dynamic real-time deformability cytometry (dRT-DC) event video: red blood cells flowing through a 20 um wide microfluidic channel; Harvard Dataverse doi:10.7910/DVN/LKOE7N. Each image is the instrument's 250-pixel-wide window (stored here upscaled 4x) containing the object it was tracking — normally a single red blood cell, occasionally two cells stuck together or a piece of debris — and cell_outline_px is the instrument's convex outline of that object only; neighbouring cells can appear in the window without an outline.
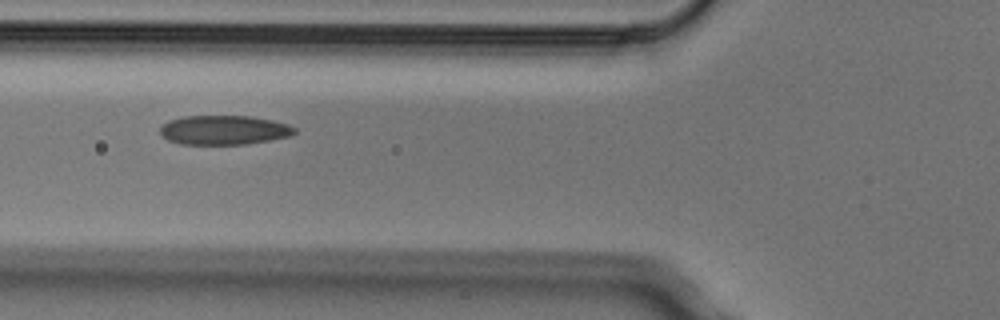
{"species": "Egyptian fruit bat (a non-hibernating species)", "species_latin": "Rousettus aegyptiacus", "temperature_condition": "cold", "stored_images_in_passage": 3, "camera_frame_rate_fps": 3000, "um_per_image_px": 0.085, "animal": {"sex": "male"}, "frame": {"image": 1, "passage_image": 2, "time_ms": 0.333, "image_size_px": [1000, 320], "cell_outline_px": [[296, 132], [292, 136], [248, 144], [180, 144], [168, 140], [160, 132], [160, 128], [168, 120], [184, 116], [252, 116], [272, 120], [288, 124], [296, 128]], "centroid_in_image_um": [19.07, 11.05], "position_along_channel_um": 106.7, "area_um2": 23.06}}
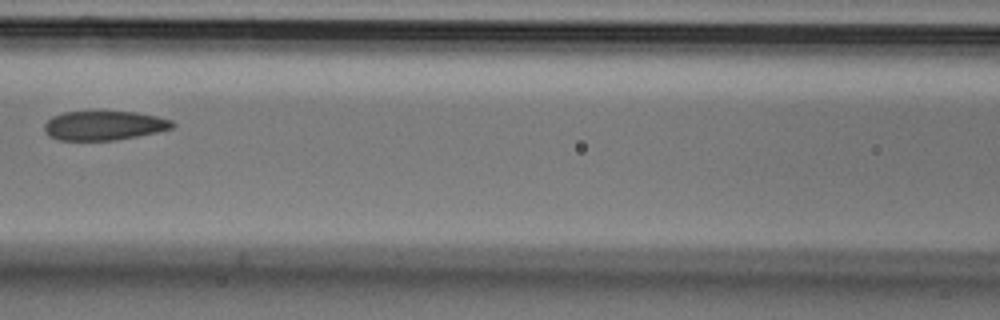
{"frame": {"image": 2, "passage_image": 3, "time_ms": 0.667, "image_size_px": [1000, 320], "cell_outline_px": [[176, 124], [172, 128], [156, 132], [116, 140], [56, 140], [48, 136], [44, 128], [44, 124], [52, 116], [64, 112], [136, 112], [156, 116], [172, 120]], "centroid_in_image_um": [8.82, 10.67], "position_along_channel_um": 157.8, "area_um2": 21.73}}